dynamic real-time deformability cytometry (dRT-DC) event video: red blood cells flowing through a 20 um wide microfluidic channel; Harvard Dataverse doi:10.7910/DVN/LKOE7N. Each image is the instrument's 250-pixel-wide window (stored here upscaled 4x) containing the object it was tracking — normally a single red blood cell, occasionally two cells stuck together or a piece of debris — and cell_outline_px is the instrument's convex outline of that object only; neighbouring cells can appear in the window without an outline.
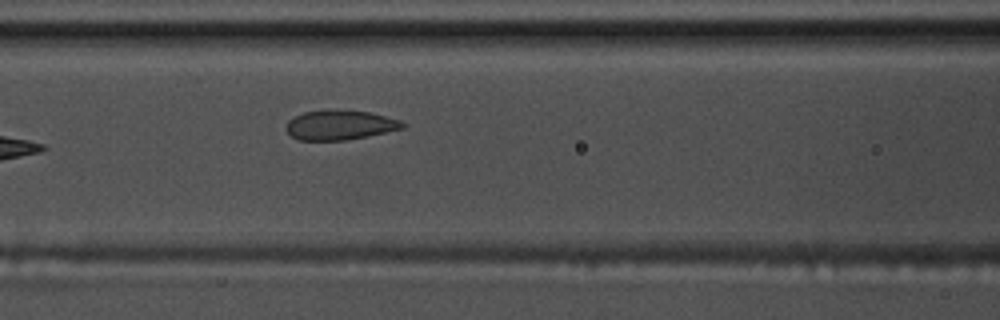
{"species": "common noctule bat (a hibernating species)", "species_latin": "Nyctalus noctula", "temperature_condition": "warm", "stored_images_in_passage": 8, "camera_frame_rate_fps": 3000, "um_per_image_px": 0.085, "animal": {"sex": "male", "body_mass_g": 17.5, "forearm_length_mm": 52.3}, "frame": {"image": 1, "passage_image": 8, "time_ms": 2.333, "image_size_px": [1000, 320], "cell_outline_px": [[408, 124], [404, 128], [368, 136], [348, 140], [296, 140], [288, 132], [288, 120], [292, 116], [304, 112], [328, 108], [336, 108], [368, 112], [400, 120]], "centroid_in_image_um": [28.89, 10.6], "position_along_channel_um": 137.7, "area_um2": 20.46}}